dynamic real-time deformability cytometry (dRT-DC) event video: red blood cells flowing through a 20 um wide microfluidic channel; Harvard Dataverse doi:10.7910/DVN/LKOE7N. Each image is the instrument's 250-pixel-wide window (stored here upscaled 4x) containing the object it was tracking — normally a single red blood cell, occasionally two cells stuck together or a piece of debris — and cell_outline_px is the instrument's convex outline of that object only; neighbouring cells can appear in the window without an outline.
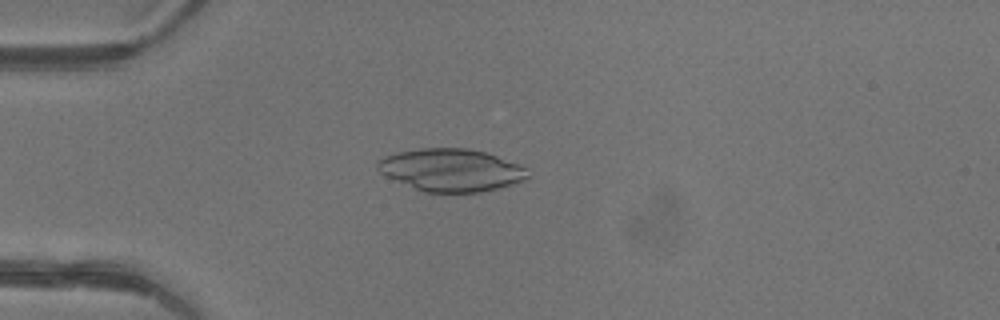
{"species": "common noctule bat (a hibernating species)", "species_latin": "Nyctalus noctula", "temperature_condition": "warm", "stored_images_in_passage": 46, "camera_frame_rate_fps": 3000, "um_per_image_px": 0.085, "animal": {"sex": "female"}, "frame": {"image": 1, "passage_image": 12, "time_ms": 3.667, "image_size_px": [1000, 320], "cell_outline_px": [[528, 176], [520, 180], [500, 188], [480, 192], [424, 192], [388, 176], [380, 172], [376, 168], [376, 160], [384, 156], [400, 152], [420, 148], [468, 148], [484, 152], [520, 164], [528, 168]], "centroid_in_image_um": [38.34, 14.44], "position_along_channel_um": 46.7, "area_um2": 36.88}}
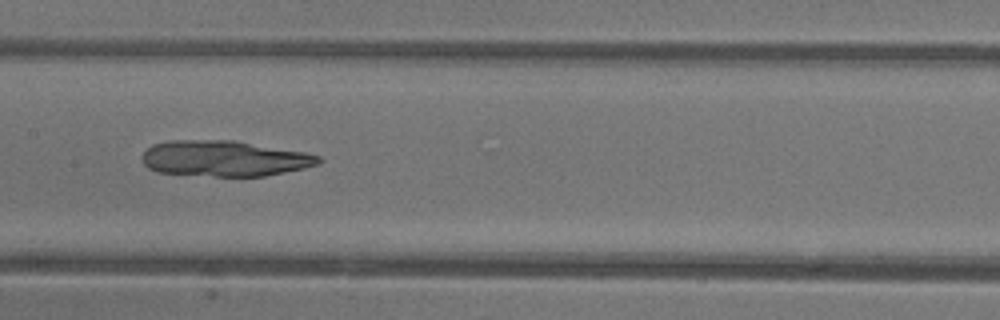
{"frame": {"image": 2, "passage_image": 23, "time_ms": 7.333, "image_size_px": [1000, 320], "cell_outline_px": [[320, 164], [304, 168], [264, 176], [216, 176], [156, 172], [148, 168], [144, 164], [140, 156], [152, 144], [168, 140], [236, 140], [308, 152], [320, 156]], "centroid_in_image_um": [19.08, 13.46], "position_along_channel_um": 188.3, "area_um2": 37.11}}
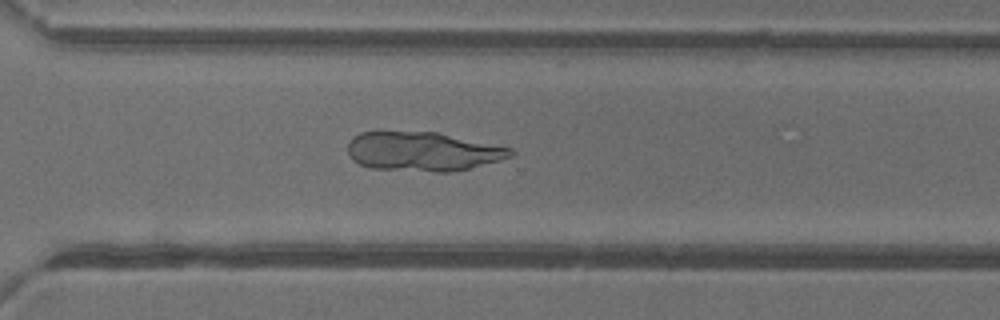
{"frame": {"image": 3, "passage_image": 33, "time_ms": 10.667, "image_size_px": [1000, 320], "cell_outline_px": [[512, 156], [500, 160], [468, 168], [448, 172], [436, 172], [372, 168], [360, 164], [352, 160], [348, 152], [348, 140], [352, 136], [360, 132], [376, 128], [380, 128], [440, 132], [512, 148]], "centroid_in_image_um": [35.83, 12.81], "position_along_channel_um": 334.8, "area_um2": 38.32}}